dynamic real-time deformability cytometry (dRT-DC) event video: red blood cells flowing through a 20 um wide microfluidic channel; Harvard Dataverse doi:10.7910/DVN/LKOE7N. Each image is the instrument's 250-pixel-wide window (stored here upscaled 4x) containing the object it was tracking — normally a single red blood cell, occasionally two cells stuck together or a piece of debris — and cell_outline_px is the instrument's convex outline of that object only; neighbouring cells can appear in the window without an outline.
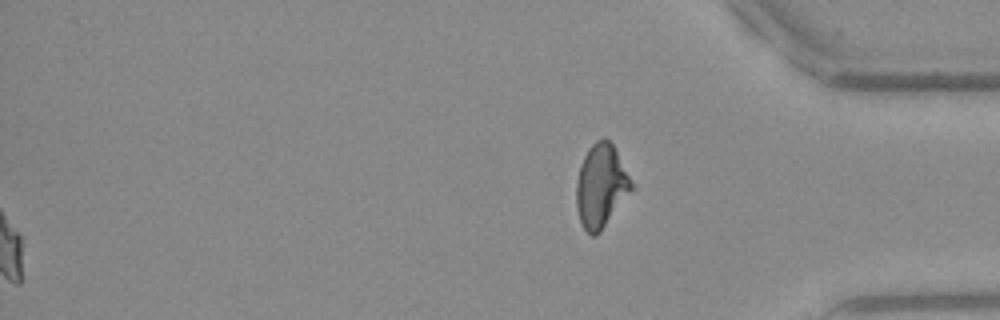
{"species": "Egyptian fruit bat (a non-hibernating species)", "species_latin": "Rousettus aegyptiacus", "temperature_condition": "warm", "stored_images_in_passage": 52, "segment_of_instrument_passage": [2, 2], "camera_frame_rate_fps": 3000, "um_per_image_px": 0.085, "frame": {"image": 1, "passage_image": 52, "time_ms": 17.0, "image_size_px": [1000, 320], "cell_outline_px": [[636, 188], [600, 232], [596, 236], [592, 236], [584, 228], [580, 220], [576, 208], [576, 180], [584, 156], [588, 148], [596, 140], [604, 136], [612, 144], [636, 184]], "centroid_in_image_um": [51.14, 15.81], "position_along_channel_um": 384.1, "area_um2": 27.34}}